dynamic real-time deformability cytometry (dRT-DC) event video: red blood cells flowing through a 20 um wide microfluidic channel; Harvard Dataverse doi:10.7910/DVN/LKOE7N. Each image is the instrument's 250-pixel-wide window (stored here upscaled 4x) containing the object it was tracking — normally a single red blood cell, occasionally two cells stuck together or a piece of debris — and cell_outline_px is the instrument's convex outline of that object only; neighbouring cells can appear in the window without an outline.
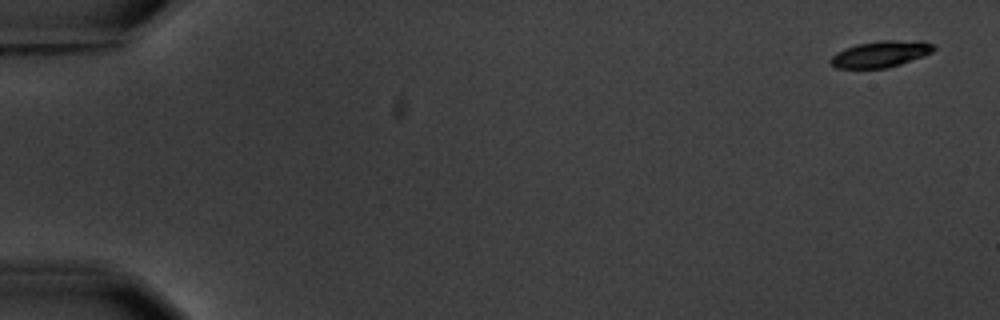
{"species": "common noctule bat (a hibernating species)", "species_latin": "Nyctalus noctula", "temperature_condition": "warm", "stored_images_in_passage": 6, "camera_frame_rate_fps": 3000, "um_per_image_px": 0.085, "animal": {"sex": "male", "body_mass_g": 20.1, "forearm_length_mm": 53.5}, "frame": {"image": 1, "passage_image": 1, "time_ms": 0.0, "image_size_px": [1000, 320], "cell_outline_px": [[936, 48], [932, 52], [924, 56], [888, 68], [836, 68], [828, 60], [836, 52], [844, 48], [856, 44], [880, 40], [924, 40], [936, 44]], "centroid_in_image_um": [74.9, 4.57], "position_along_channel_um": 10.1, "area_um2": 16.18}}
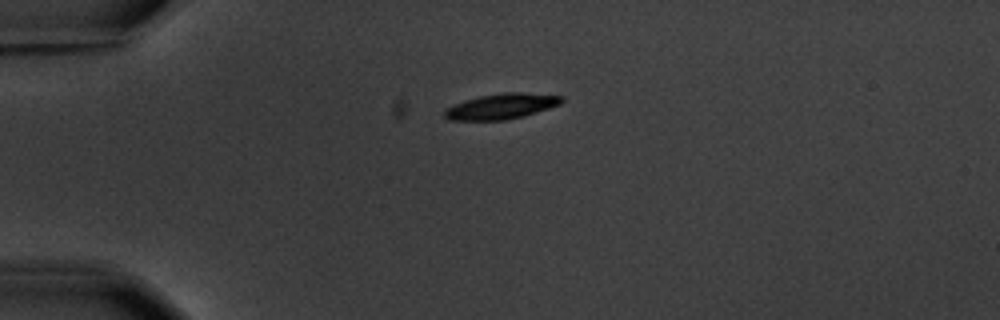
{"frame": {"image": 2, "passage_image": 4, "time_ms": 4.333, "image_size_px": [1000, 320], "cell_outline_px": [[564, 100], [560, 104], [524, 116], [504, 120], [448, 120], [444, 116], [444, 108], [452, 104], [464, 100], [480, 96], [500, 92], [520, 92], [564, 96]], "centroid_in_image_um": [42.58, 9.03], "position_along_channel_um": 42.4, "area_um2": 17.51}}
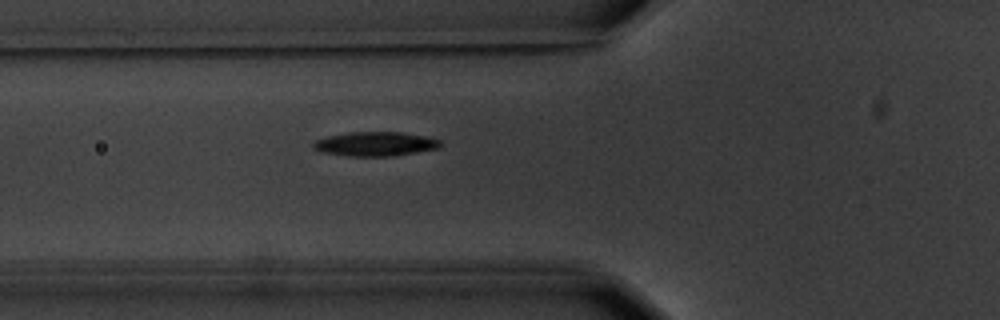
{"frame": {"image": 3, "passage_image": 6, "time_ms": 6.667, "image_size_px": [1000, 320], "cell_outline_px": [[444, 144], [440, 148], [392, 156], [348, 156], [320, 152], [312, 148], [312, 144], [316, 140], [328, 136], [348, 132], [400, 132], [424, 136], [440, 140]], "centroid_in_image_um": [31.89, 12.24], "position_along_channel_um": 93.9, "area_um2": 18.03}}